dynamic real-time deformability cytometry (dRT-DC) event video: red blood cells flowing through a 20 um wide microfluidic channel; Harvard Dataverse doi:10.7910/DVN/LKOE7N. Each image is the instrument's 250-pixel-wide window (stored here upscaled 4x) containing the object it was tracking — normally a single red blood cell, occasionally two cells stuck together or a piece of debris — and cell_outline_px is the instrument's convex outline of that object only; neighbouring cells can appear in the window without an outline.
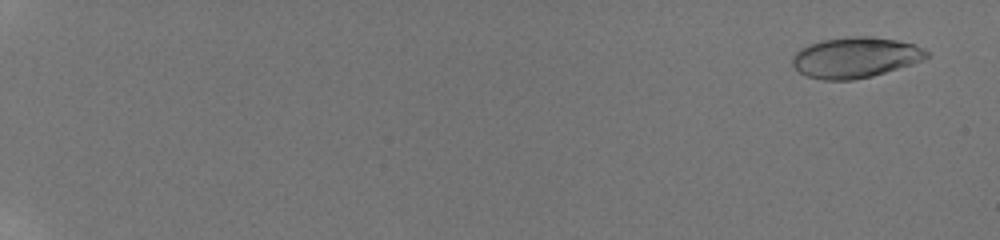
{"species": "human", "species_latin": "Homo sapiens", "temperature_condition": "room temperature", "stored_images_in_passage": 58, "camera_frame_rate_fps": 3000, "um_per_image_px": 0.085, "donor": {"sex": "male"}, "frame": {"image": 1, "passage_image": 4, "time_ms": 1.0, "image_size_px": [1000, 240], "cell_outline_px": [[928, 56], [912, 64], [872, 76], [852, 80], [824, 80], [808, 76], [800, 72], [792, 64], [792, 56], [800, 48], [808, 44], [820, 40], [852, 36], [868, 36], [896, 40], [912, 44], [924, 48], [928, 52]], "centroid_in_image_um": [72.67, 4.88], "position_along_channel_um": 12.3, "area_um2": 31.62}}
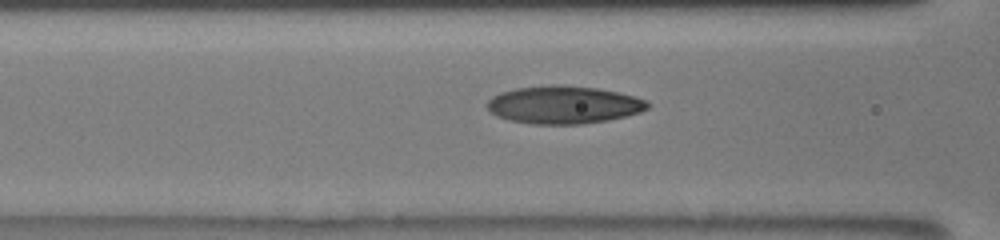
{"frame": {"image": 2, "passage_image": 30, "time_ms": 9.667, "image_size_px": [1000, 240], "cell_outline_px": [[652, 104], [648, 108], [640, 112], [608, 120], [580, 124], [532, 124], [508, 120], [496, 116], [488, 112], [488, 100], [492, 96], [500, 92], [516, 88], [552, 84], [564, 84], [596, 88], [636, 96]], "centroid_in_image_um": [47.88, 8.9], "position_along_channel_um": 118.7, "area_um2": 35.55}}
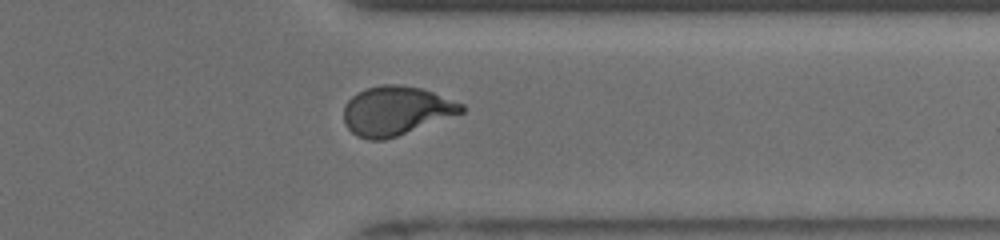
{"frame": {"image": 3, "passage_image": 50, "time_ms": 16.333, "image_size_px": [1000, 240], "cell_outline_px": [[464, 112], [396, 136], [384, 140], [368, 140], [356, 136], [344, 124], [344, 104], [356, 92], [364, 88], [384, 84], [400, 84], [420, 88], [432, 92], [464, 104]], "centroid_in_image_um": [33.62, 9.4], "position_along_channel_um": 377.8, "area_um2": 33.58}}